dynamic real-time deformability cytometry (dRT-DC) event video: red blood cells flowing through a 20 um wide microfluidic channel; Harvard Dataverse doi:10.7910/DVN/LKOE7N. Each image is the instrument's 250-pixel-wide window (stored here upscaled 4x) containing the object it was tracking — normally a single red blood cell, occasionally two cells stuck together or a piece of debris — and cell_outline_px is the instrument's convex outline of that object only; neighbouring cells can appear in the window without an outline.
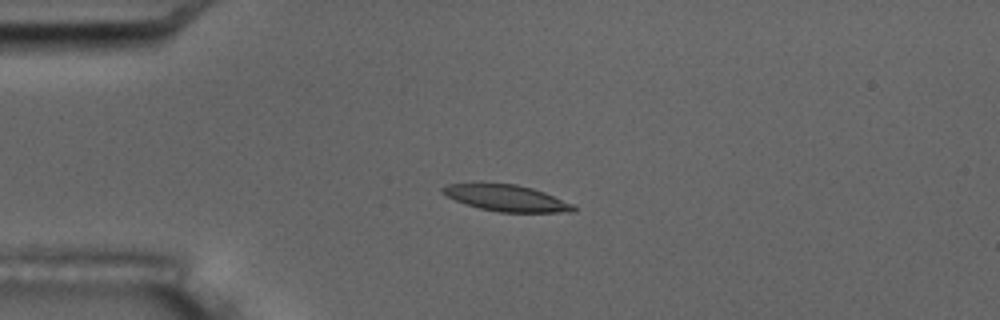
{"species": "common noctule bat (a hibernating species)", "species_latin": "Nyctalus noctula", "temperature_condition": "room temperature", "stored_images_in_passage": 6, "camera_frame_rate_fps": 3000, "um_per_image_px": 0.085, "animal": {"sex": "male", "body_mass_g": 17.5, "forearm_length_mm": 52.3}, "frame": {"image": 1, "passage_image": 4, "time_ms": 4.333, "image_size_px": [1000, 320], "cell_outline_px": [[576, 212], [500, 212], [480, 208], [444, 196], [440, 192], [440, 188], [448, 184], [480, 180], [516, 184], [532, 188], [544, 192], [572, 204], [576, 208]], "centroid_in_image_um": [42.94, 16.78], "position_along_channel_um": 42.1, "area_um2": 20.75}}